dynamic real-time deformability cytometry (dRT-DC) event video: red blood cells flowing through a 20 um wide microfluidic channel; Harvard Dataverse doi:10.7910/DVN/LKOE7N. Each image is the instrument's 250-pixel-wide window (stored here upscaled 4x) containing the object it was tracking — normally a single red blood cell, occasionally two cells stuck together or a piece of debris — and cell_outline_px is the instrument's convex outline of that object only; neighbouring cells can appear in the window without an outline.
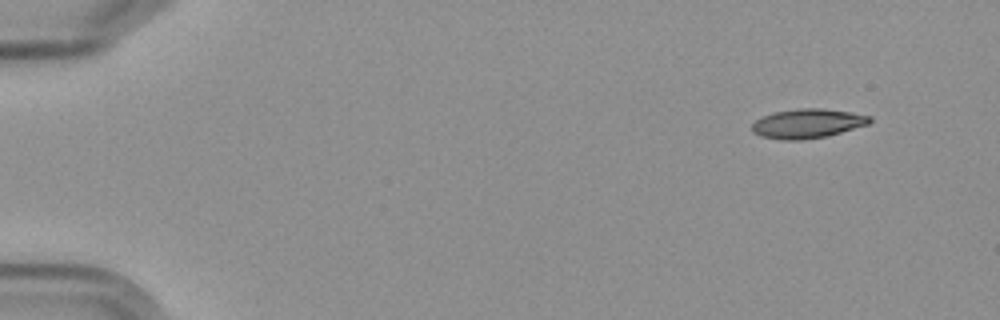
{"species": "Egyptian fruit bat (a non-hibernating species)", "species_latin": "Rousettus aegyptiacus", "temperature_condition": "cold", "stored_images_in_passage": 8, "camera_frame_rate_fps": 3000, "um_per_image_px": 0.085, "frame": {"image": 1, "passage_image": 1, "time_ms": 0.0, "image_size_px": [1000, 320], "cell_outline_px": [[872, 120], [868, 124], [828, 136], [800, 140], [784, 140], [760, 136], [752, 132], [752, 124], [756, 120], [764, 116], [776, 112], [800, 108], [820, 108], [848, 112], [872, 116]], "centroid_in_image_um": [68.64, 10.51], "position_along_channel_um": 16.4, "area_um2": 19.94}}
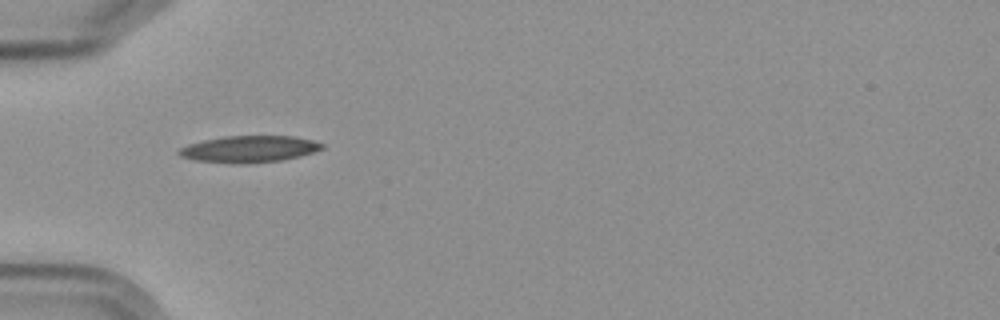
{"frame": {"image": 2, "passage_image": 5, "time_ms": 4.667, "image_size_px": [1000, 320], "cell_outline_px": [[324, 148], [300, 156], [280, 160], [248, 164], [236, 164], [196, 160], [180, 156], [176, 152], [180, 148], [188, 144], [204, 140], [224, 136], [296, 136], [312, 140], [324, 144]], "centroid_in_image_um": [21.17, 12.67], "position_along_channel_um": 63.8, "area_um2": 22.25}}
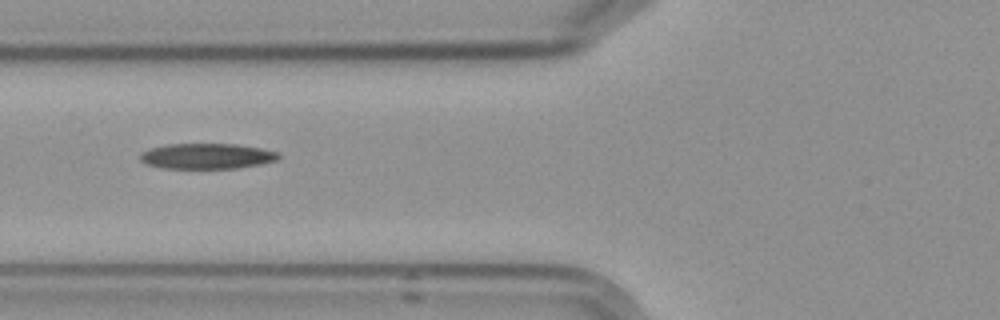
{"frame": {"image": 3, "passage_image": 6, "time_ms": 6.0, "image_size_px": [1000, 320], "cell_outline_px": [[280, 160], [264, 164], [236, 168], [160, 168], [148, 164], [140, 160], [140, 152], [152, 148], [168, 144], [236, 144], [260, 148], [280, 152]], "centroid_in_image_um": [17.64, 13.27], "position_along_channel_um": 108.2, "area_um2": 20.69}}